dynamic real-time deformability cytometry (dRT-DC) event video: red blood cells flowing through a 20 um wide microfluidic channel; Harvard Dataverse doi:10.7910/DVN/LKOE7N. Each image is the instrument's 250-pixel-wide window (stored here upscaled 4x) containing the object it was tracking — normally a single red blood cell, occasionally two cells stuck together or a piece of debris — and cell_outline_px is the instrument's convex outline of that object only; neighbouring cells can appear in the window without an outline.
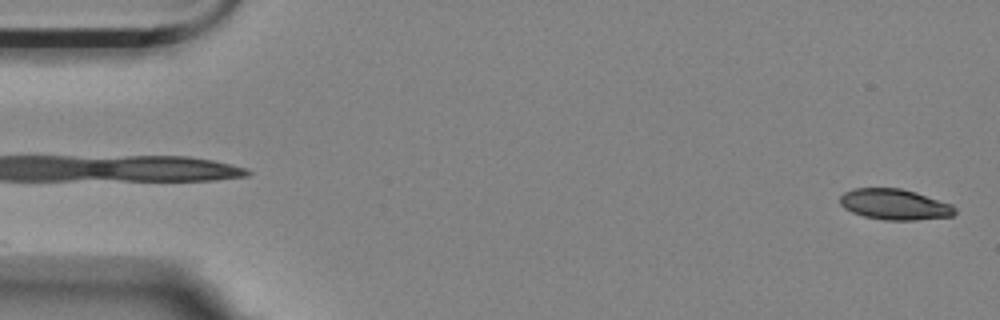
{"species": "Egyptian fruit bat (a non-hibernating species)", "species_latin": "Rousettus aegyptiacus", "temperature_condition": "room temperature", "stored_images_in_passage": 8, "camera_frame_rate_fps": 3000, "um_per_image_px": 0.085, "animal": {"sex": "female"}, "frame": {"image": 1, "passage_image": 1, "time_ms": 0.0, "image_size_px": [1000, 320], "cell_outline_px": [[956, 212], [952, 216], [916, 220], [884, 220], [864, 216], [852, 212], [844, 208], [840, 204], [840, 196], [844, 192], [856, 188], [900, 188], [916, 192], [952, 204], [956, 208]], "centroid_in_image_um": [76.05, 17.37], "position_along_channel_um": 8.9, "area_um2": 20.63}}